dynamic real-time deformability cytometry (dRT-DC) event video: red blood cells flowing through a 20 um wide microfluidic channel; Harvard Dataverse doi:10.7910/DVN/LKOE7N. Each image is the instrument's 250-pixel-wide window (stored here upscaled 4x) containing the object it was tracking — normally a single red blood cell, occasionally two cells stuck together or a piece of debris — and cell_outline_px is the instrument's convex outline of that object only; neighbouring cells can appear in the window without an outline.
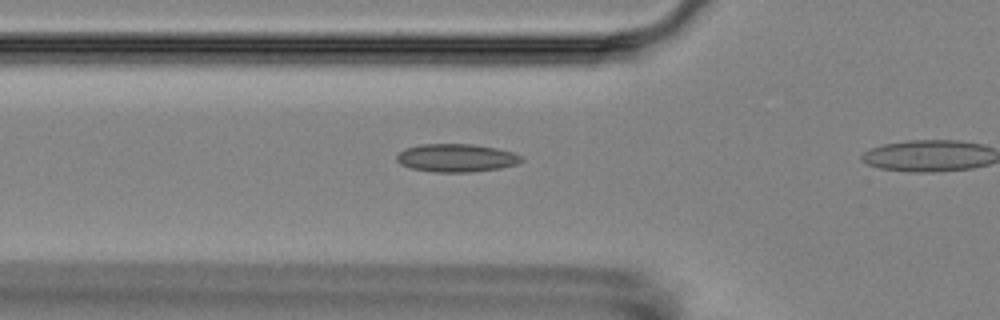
{"species": "Egyptian fruit bat (a non-hibernating species)", "species_latin": "Rousettus aegyptiacus", "temperature_condition": "room temperature", "stored_images_in_passage": 3, "camera_frame_rate_fps": 3000, "um_per_image_px": 0.085, "animal": {"sex": "female"}, "frame": {"image": 1, "passage_image": 3, "time_ms": 2.333, "image_size_px": [1000, 320], "cell_outline_px": [[524, 160], [516, 164], [500, 168], [472, 172], [432, 172], [412, 168], [400, 164], [396, 160], [396, 156], [404, 148], [420, 144], [472, 144], [496, 148], [512, 152], [524, 156]], "centroid_in_image_um": [38.79, 13.42], "position_along_channel_um": 87.0, "area_um2": 20.52}}